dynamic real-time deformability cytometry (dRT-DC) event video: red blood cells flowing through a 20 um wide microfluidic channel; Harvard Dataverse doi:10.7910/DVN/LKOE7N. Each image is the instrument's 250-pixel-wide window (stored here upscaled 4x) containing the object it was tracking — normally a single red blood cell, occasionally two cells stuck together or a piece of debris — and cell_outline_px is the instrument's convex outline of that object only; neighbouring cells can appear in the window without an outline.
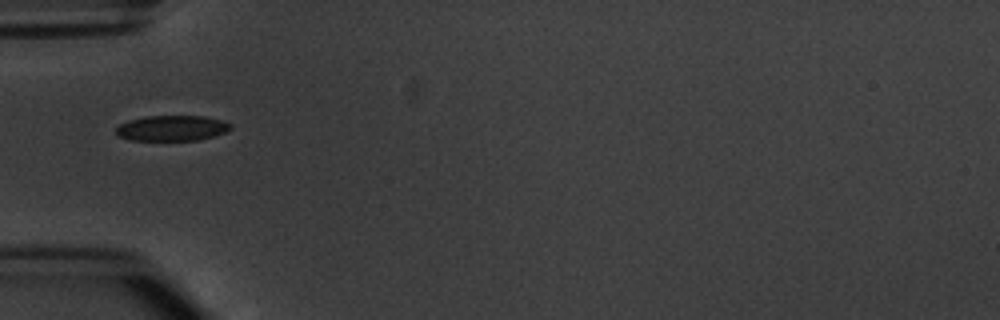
{"species": "common noctule bat (a hibernating species)", "species_latin": "Nyctalus noctula", "temperature_condition": "warm", "stored_images_in_passage": 3, "camera_frame_rate_fps": 3000, "um_per_image_px": 0.085, "animal": {"sex": "male", "body_mass_g": 20.1, "forearm_length_mm": 53.5}, "frame": {"image": 1, "passage_image": 1, "time_ms": 0.0, "image_size_px": [1000, 320], "cell_outline_px": [[232, 128], [224, 132], [212, 136], [196, 140], [132, 140], [116, 136], [116, 128], [120, 124], [128, 120], [144, 116], [204, 116], [224, 120], [232, 124]], "centroid_in_image_um": [14.6, 10.88], "position_along_channel_um": 70.4, "area_um2": 17.05}}